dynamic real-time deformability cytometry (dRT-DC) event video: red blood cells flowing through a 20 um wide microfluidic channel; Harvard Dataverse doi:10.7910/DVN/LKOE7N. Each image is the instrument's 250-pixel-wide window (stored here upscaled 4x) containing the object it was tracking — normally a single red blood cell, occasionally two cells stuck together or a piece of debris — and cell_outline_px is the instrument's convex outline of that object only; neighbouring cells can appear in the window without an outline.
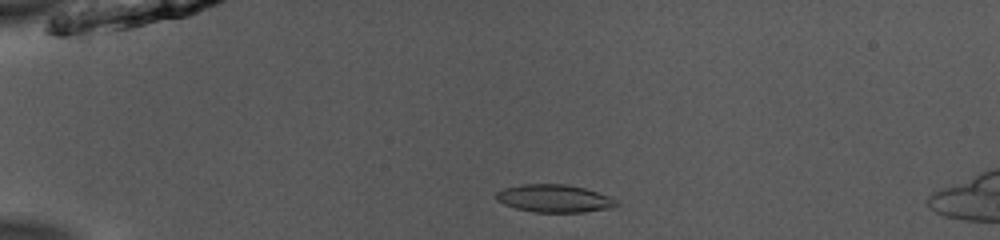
{"species": "common noctule bat (a hibernating species)", "species_latin": "Nyctalus noctula", "temperature_condition": "room temperature", "stored_images_in_passage": 44, "camera_frame_rate_fps": 3000, "um_per_image_px": 0.085, "animal": {"sex": "male", "body_mass_g": 13.0, "forearm_length_mm": 53.1}, "frame": {"image": 1, "passage_image": 5, "time_ms": 1.333, "image_size_px": [1000, 240], "cell_outline_px": [[620, 204], [612, 208], [584, 212], [536, 212], [516, 208], [504, 204], [496, 200], [496, 192], [504, 188], [520, 184], [564, 184], [584, 188], [612, 196]], "centroid_in_image_um": [47.14, 16.86], "position_along_channel_um": 37.9, "area_um2": 19.54}}
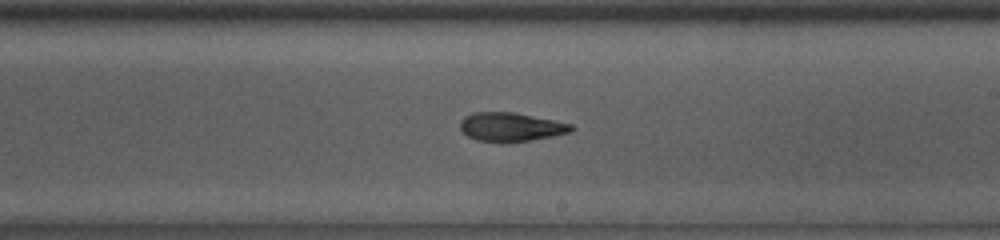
{"frame": {"image": 2, "passage_image": 24, "time_ms": 7.667, "image_size_px": [1000, 240], "cell_outline_px": [[576, 128], [572, 132], [552, 136], [528, 140], [476, 140], [468, 136], [460, 128], [460, 120], [464, 116], [472, 112], [512, 112], [572, 124]], "centroid_in_image_um": [43.42, 10.76], "position_along_channel_um": 245.6, "area_um2": 18.09}}
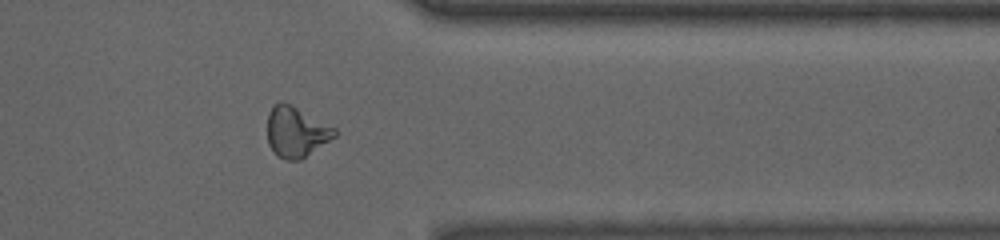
{"frame": {"image": 3, "passage_image": 35, "time_ms": 11.333, "image_size_px": [1000, 240], "cell_outline_px": [[336, 136], [300, 160], [284, 160], [276, 156], [268, 144], [268, 112], [272, 104], [280, 100], [292, 104], [336, 128]], "centroid_in_image_um": [25.14, 11.19], "position_along_channel_um": 386.3, "area_um2": 20.06}, "authors_computed_cell_mechanics": {"area_um2": 19.3919, "velocity_mm_per_s": 3.966, "shape_relaxation_time_tau1_ms": 10.1493, "shape_relaxation_time_tau2_ms": 2.8596, "deformation_change_tau1": 0.237, "deformation_change_tau2": 0.0904}}